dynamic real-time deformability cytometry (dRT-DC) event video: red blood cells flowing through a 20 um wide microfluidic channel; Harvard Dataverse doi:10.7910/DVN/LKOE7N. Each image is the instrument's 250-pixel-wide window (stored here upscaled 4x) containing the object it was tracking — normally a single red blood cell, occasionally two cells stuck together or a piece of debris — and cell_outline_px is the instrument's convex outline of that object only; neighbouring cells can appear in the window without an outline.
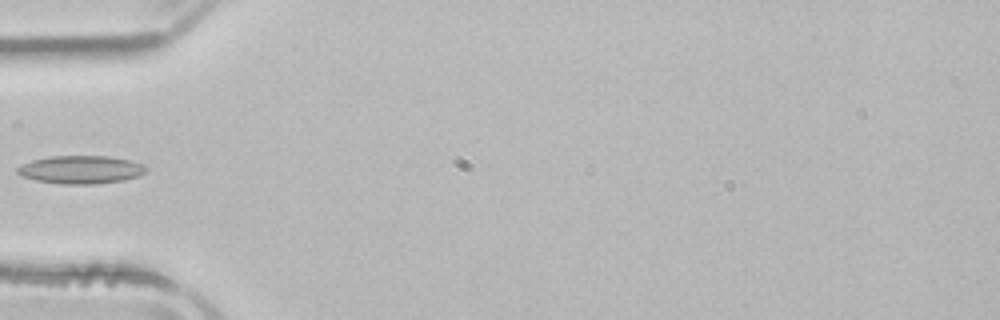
{"species": "common noctule bat (a hibernating species)", "species_latin": "Nyctalus noctula", "temperature_condition": "room temperature", "stored_images_in_passage": 35, "camera_frame_rate_fps": 3000, "um_per_image_px": 0.085, "animal": {"sex": "male", "body_mass_g": 21.5, "forearm_length_mm": 52.0}, "frame": {"image": 1, "passage_image": 1, "time_ms": 0.0, "image_size_px": [1000, 320], "cell_outline_px": [[148, 172], [140, 176], [124, 180], [92, 184], [60, 184], [36, 180], [24, 176], [16, 172], [16, 168], [32, 160], [52, 156], [108, 156], [128, 160], [144, 164], [148, 168]], "centroid_in_image_um": [6.93, 14.42], "position_along_channel_um": 78.1, "area_um2": 21.04}}
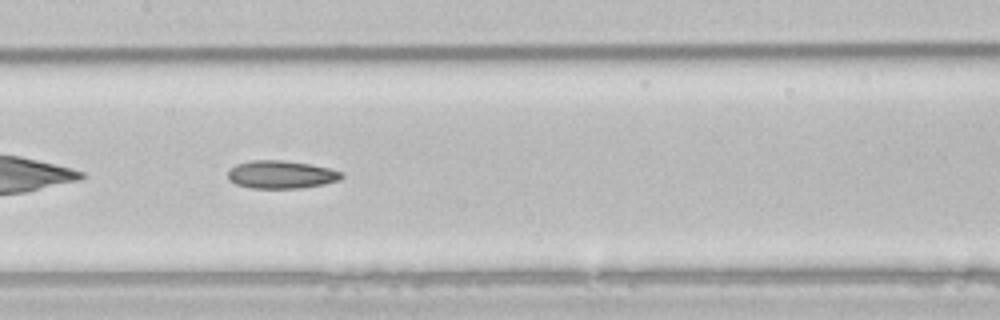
{"frame": {"image": 2, "passage_image": 9, "time_ms": 2.667, "image_size_px": [1000, 320], "cell_outline_px": [[344, 176], [340, 180], [324, 184], [300, 188], [252, 188], [236, 184], [228, 180], [228, 172], [236, 164], [252, 160], [284, 160], [332, 168], [344, 172]], "centroid_in_image_um": [23.94, 14.83], "position_along_channel_um": 183.5, "area_um2": 18.61}}
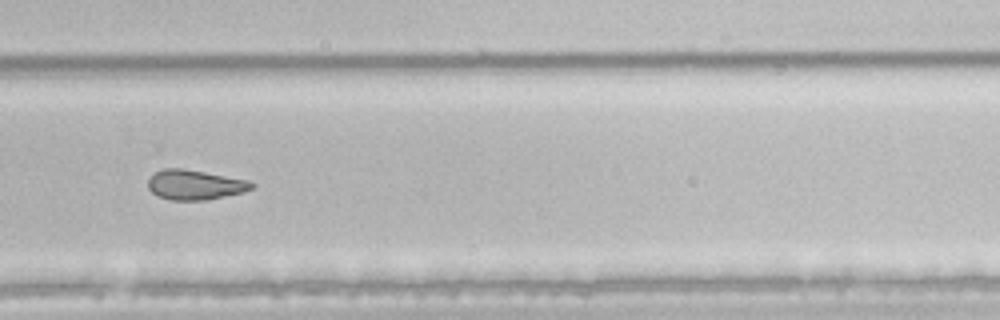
{"frame": {"image": 3, "passage_image": 19, "time_ms": 6.0, "image_size_px": [1000, 320], "cell_outline_px": [[256, 184], [252, 188], [244, 192], [204, 200], [172, 200], [160, 196], [152, 192], [148, 188], [148, 180], [156, 172], [164, 168], [184, 168], [248, 180]], "centroid_in_image_um": [16.58, 15.7], "position_along_channel_um": 313.2, "area_um2": 17.86}}